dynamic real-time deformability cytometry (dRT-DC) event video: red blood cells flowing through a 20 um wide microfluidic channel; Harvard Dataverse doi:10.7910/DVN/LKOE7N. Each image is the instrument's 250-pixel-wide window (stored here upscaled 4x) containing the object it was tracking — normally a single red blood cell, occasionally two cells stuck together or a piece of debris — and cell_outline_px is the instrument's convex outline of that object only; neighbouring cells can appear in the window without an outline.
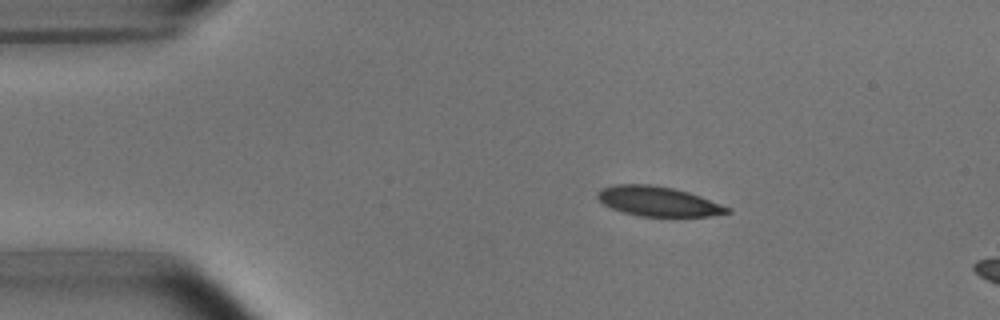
{"species": "common noctule bat (a hibernating species)", "species_latin": "Nyctalus noctula", "temperature_condition": "room temperature", "stored_images_in_passage": 46, "segment_of_instrument_passage": [1, 2], "camera_frame_rate_fps": 3000, "um_per_image_px": 0.085, "animal": {"sex": "male", "body_mass_g": 15.6}, "frame": {"image": 1, "passage_image": 1, "time_ms": 0.0, "image_size_px": [1000, 320], "cell_outline_px": [[732, 212], [708, 216], [640, 216], [624, 212], [612, 208], [604, 204], [596, 196], [596, 192], [600, 188], [616, 184], [652, 184], [672, 188], [688, 192], [700, 196], [732, 208]], "centroid_in_image_um": [55.93, 17.1], "position_along_channel_um": 29.1, "area_um2": 22.43}}
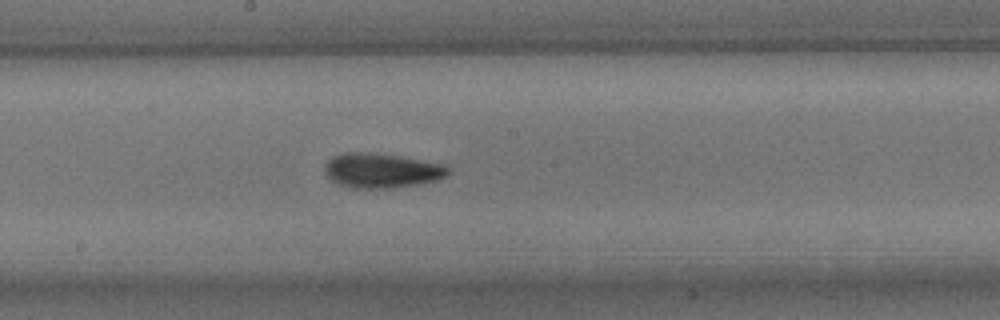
{"frame": {"image": 2, "passage_image": 20, "time_ms": 6.333, "image_size_px": [1000, 320], "cell_outline_px": [[452, 172], [448, 176], [436, 180], [416, 184], [392, 188], [352, 188], [340, 184], [332, 180], [328, 176], [324, 168], [324, 164], [332, 156], [344, 152], [368, 152], [396, 156], [440, 164], [448, 168]], "centroid_in_image_um": [32.4, 14.5], "position_along_channel_um": 215.8, "area_um2": 24.62}}
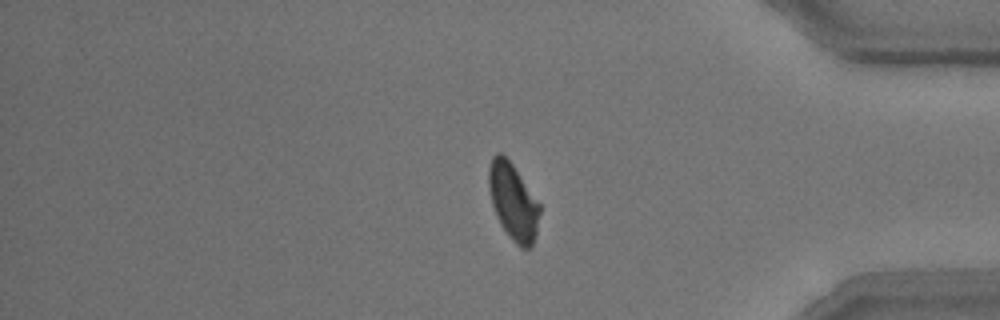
{"frame": {"image": 3, "passage_image": 36, "time_ms": 11.667, "image_size_px": [1000, 320], "cell_outline_px": [[540, 212], [536, 232], [532, 248], [520, 248], [512, 240], [496, 216], [492, 204], [488, 184], [488, 168], [492, 156], [496, 152], [500, 152], [512, 164], [540, 204]], "centroid_in_image_um": [43.61, 17.14], "position_along_channel_um": 391.6, "area_um2": 22.54}}